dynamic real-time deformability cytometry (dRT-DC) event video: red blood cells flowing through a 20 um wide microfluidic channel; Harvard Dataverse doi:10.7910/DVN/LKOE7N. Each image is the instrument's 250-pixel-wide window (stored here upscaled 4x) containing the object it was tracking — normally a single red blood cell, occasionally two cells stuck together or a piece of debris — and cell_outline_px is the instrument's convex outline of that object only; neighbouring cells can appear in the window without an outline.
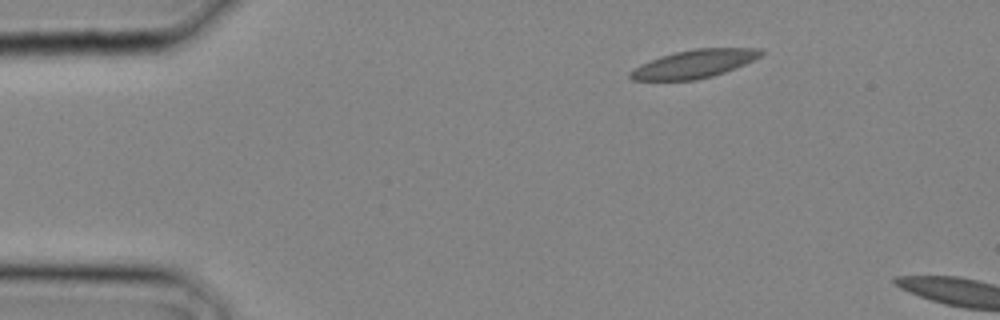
{"species": "common noctule bat (a hibernating species)", "species_latin": "Nyctalus noctula", "temperature_condition": "cold", "stored_images_in_passage": 3, "camera_frame_rate_fps": 3000, "um_per_image_px": 0.085, "animal": {"sex": "male", "body_mass_g": 20.4}, "frame": {"image": 1, "passage_image": 1, "time_ms": 0.0, "image_size_px": [1000, 320], "cell_outline_px": [[764, 52], [760, 56], [736, 68], [712, 76], [696, 80], [632, 80], [628, 76], [628, 72], [640, 64], [660, 56], [676, 52], [696, 48], [760, 48]], "centroid_in_image_um": [58.98, 5.43], "position_along_channel_um": 26.0, "area_um2": 21.39}}